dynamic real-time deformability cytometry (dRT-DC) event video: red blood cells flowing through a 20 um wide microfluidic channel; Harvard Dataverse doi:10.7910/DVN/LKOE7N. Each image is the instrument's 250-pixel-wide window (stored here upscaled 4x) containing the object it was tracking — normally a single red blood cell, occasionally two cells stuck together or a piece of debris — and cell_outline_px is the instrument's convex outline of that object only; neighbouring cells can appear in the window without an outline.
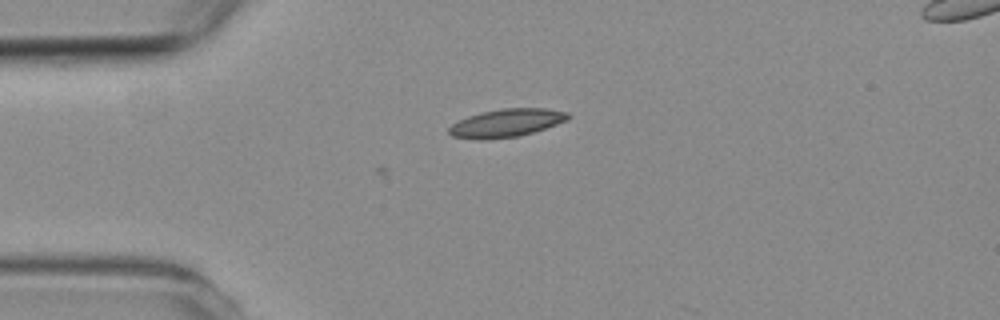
{"species": "common noctule bat (a hibernating species)", "species_latin": "Nyctalus noctula", "temperature_condition": "room temperature", "stored_images_in_passage": 3, "camera_frame_rate_fps": 3000, "um_per_image_px": 0.085, "animal": {"sex": "female", "body_mass_g": 19.3, "forearm_length_mm": 54.1}, "frame": {"image": 1, "passage_image": 1, "time_ms": 0.0, "image_size_px": [1000, 320], "cell_outline_px": [[572, 116], [568, 120], [532, 132], [516, 136], [484, 140], [480, 140], [452, 136], [448, 132], [448, 128], [452, 124], [468, 116], [480, 112], [504, 108], [544, 108], [568, 112]], "centroid_in_image_um": [43.04, 10.44], "position_along_channel_um": 42.0, "area_um2": 19.36}}
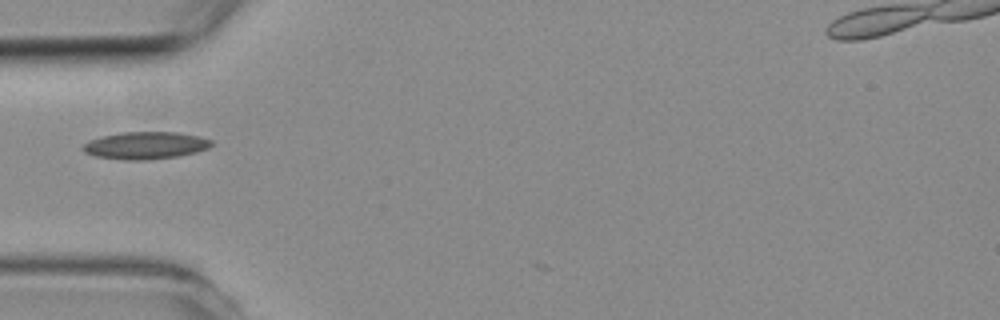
{"frame": {"image": 2, "passage_image": 2, "time_ms": 1.333, "image_size_px": [1000, 320], "cell_outline_px": [[212, 144], [208, 148], [196, 152], [180, 156], [148, 160], [124, 160], [96, 156], [84, 152], [80, 148], [88, 140], [104, 136], [124, 132], [176, 132], [196, 136], [212, 140]], "centroid_in_image_um": [12.35, 12.37], "position_along_channel_um": 72.7, "area_um2": 20.4}}